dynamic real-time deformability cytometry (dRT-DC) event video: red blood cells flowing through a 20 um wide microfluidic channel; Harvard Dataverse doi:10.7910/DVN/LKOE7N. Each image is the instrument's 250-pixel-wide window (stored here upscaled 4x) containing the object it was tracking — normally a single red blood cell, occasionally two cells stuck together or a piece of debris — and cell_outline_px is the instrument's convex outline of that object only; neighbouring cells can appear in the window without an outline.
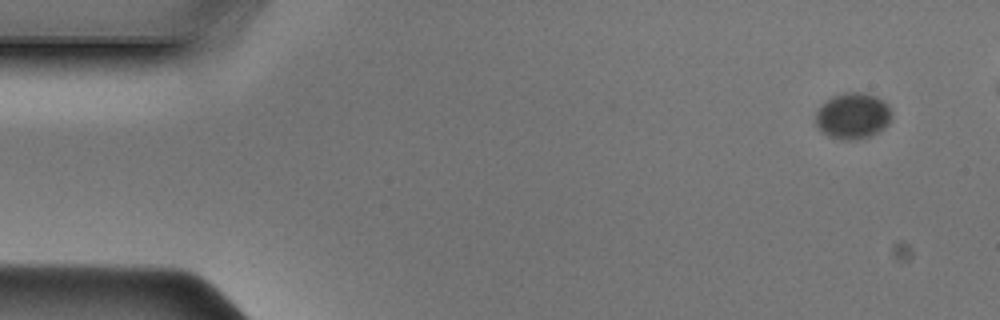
{"species": "Egyptian fruit bat (a non-hibernating species)", "species_latin": "Rousettus aegyptiacus", "temperature_condition": "cold", "stored_images_in_passage": 42, "camera_frame_rate_fps": 3000, "um_per_image_px": 0.085, "animal": {"sex": "male"}, "frame": {"image": 1, "passage_image": 1, "time_ms": 0.0, "image_size_px": [1000, 320], "cell_outline_px": [[892, 112], [888, 124], [876, 132], [868, 136], [852, 140], [844, 140], [828, 136], [816, 124], [816, 112], [820, 104], [832, 96], [844, 92], [860, 92], [876, 96], [888, 104]], "centroid_in_image_um": [72.47, 9.82], "position_along_channel_um": 12.5, "area_um2": 20.29}}
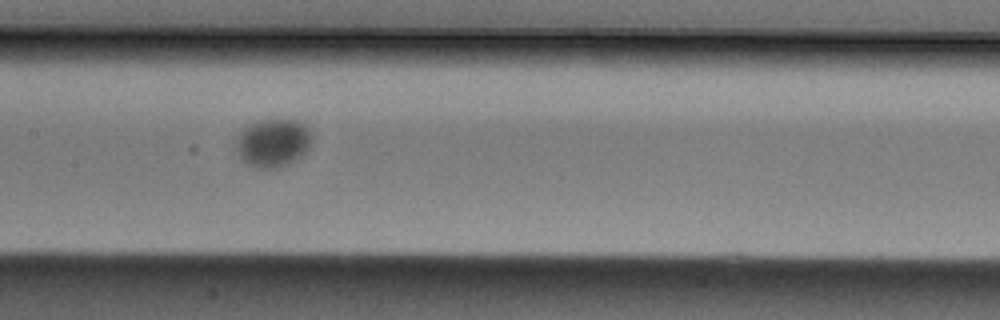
{"frame": {"image": 2, "passage_image": 21, "time_ms": 6.667, "image_size_px": [1000, 320], "cell_outline_px": [[312, 144], [300, 156], [288, 164], [280, 168], [256, 168], [248, 164], [232, 148], [240, 132], [248, 124], [260, 120], [300, 120], [308, 128], [312, 136]], "centroid_in_image_um": [23.18, 12.14], "position_along_channel_um": 184.2, "area_um2": 21.5}}
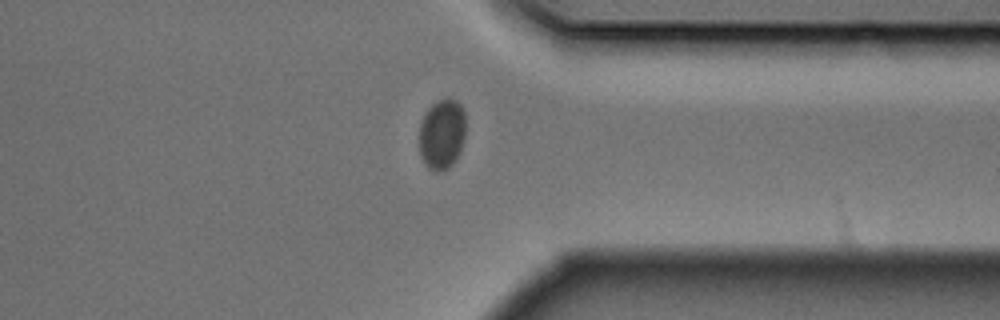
{"frame": {"image": 3, "passage_image": 35, "time_ms": 11.333, "image_size_px": [1000, 320], "cell_outline_px": [[464, 140], [460, 152], [456, 160], [448, 168], [440, 172], [436, 172], [428, 168], [424, 164], [420, 156], [420, 120], [424, 112], [436, 100], [456, 100], [464, 108]], "centroid_in_image_um": [37.55, 11.42], "position_along_channel_um": 373.9, "area_um2": 19.25}}